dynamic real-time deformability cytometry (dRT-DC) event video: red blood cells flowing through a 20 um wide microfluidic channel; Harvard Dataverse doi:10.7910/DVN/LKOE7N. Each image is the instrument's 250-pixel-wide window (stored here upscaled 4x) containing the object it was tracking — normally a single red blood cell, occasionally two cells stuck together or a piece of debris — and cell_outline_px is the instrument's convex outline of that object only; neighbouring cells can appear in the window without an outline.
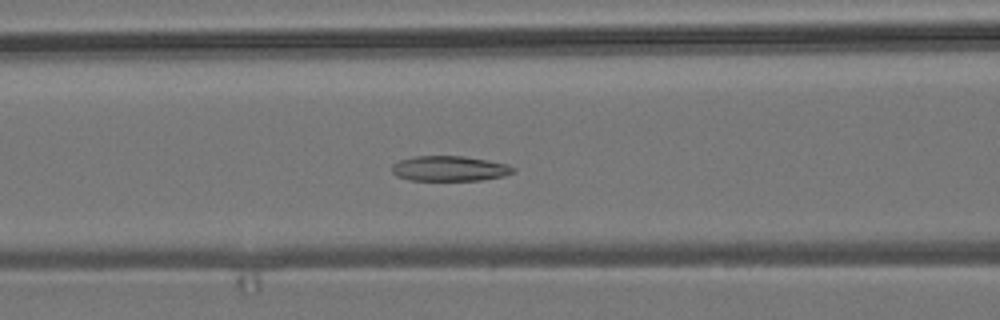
{"species": "common noctule bat (a hibernating species)", "species_latin": "Nyctalus noctula", "temperature_condition": "room temperature", "stored_images_in_passage": 54, "camera_frame_rate_fps": 3000, "um_per_image_px": 0.085, "animal": {"sex": "male", "body_mass_g": 19.2, "forearm_length_mm": 51.8}, "frame": {"image": 1, "passage_image": 22, "time_ms": 7.0, "image_size_px": [1000, 320], "cell_outline_px": [[516, 172], [504, 176], [480, 180], [408, 180], [396, 176], [392, 172], [392, 164], [400, 160], [416, 156], [464, 156], [488, 160], [508, 164], [516, 168]], "centroid_in_image_um": [38.24, 14.32], "position_along_channel_um": 128.4, "area_um2": 17.92}}
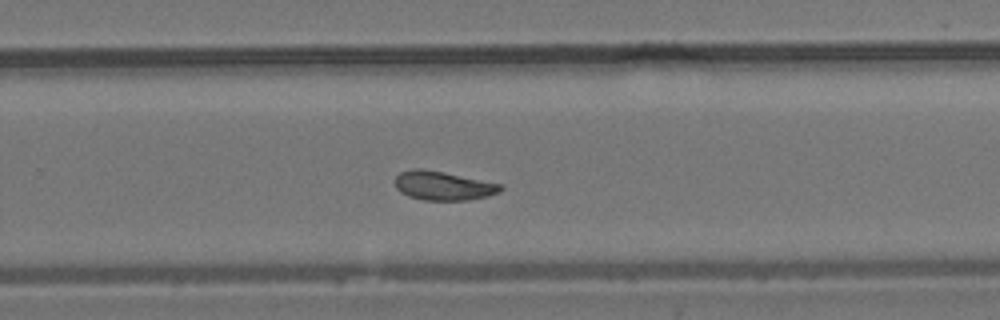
{"frame": {"image": 2, "passage_image": 35, "time_ms": 11.333, "image_size_px": [1000, 320], "cell_outline_px": [[504, 188], [500, 192], [488, 196], [468, 200], [424, 200], [408, 196], [400, 192], [396, 188], [396, 176], [400, 172], [412, 168], [424, 168], [444, 172], [500, 184]], "centroid_in_image_um": [37.65, 15.78], "position_along_channel_um": 292.2, "area_um2": 17.8}}
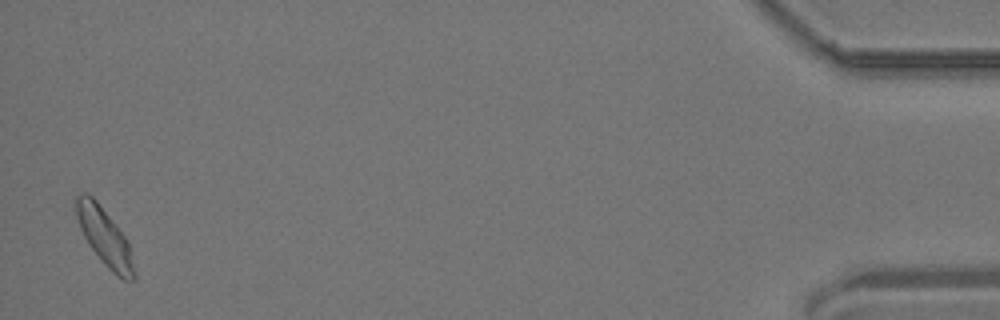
{"frame": {"image": 3, "passage_image": 53, "time_ms": 17.333, "image_size_px": [1000, 320], "cell_outline_px": [[136, 280], [124, 280], [116, 276], [108, 268], [88, 244], [80, 228], [76, 216], [76, 196], [80, 192], [88, 192], [96, 200], [112, 220], [124, 236], [128, 244], [136, 276]], "centroid_in_image_um": [8.87, 20.13], "position_along_channel_um": 426.3, "area_um2": 19.07}, "authors_computed_cell_mechanics": {"area_um2": 18.4671, "velocity_mm_per_s": 3.79, "shape_relaxation_time_tau1_ms": 5.2981, "shape_relaxation_time_tau2_ms": 2.9633, "deformation_change_tau1": 0.1325, "deformation_change_tau2": 0.0786}}